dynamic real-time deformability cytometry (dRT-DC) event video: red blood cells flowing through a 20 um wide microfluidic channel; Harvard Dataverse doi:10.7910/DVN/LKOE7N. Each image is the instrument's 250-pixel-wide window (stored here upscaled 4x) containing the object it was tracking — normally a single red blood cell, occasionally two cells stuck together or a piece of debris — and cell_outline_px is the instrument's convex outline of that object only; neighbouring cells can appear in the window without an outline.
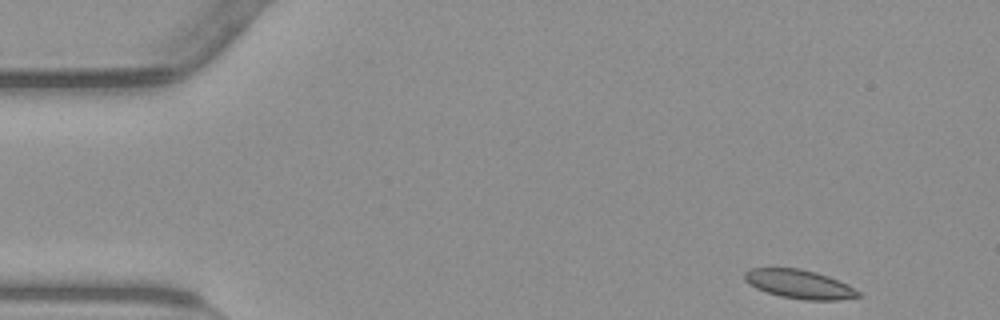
{"species": "common noctule bat (a hibernating species)", "species_latin": "Nyctalus noctula", "temperature_condition": "warm", "stored_images_in_passage": 50, "camera_frame_rate_fps": 3000, "um_per_image_px": 0.085, "animal": {"sex": "male", "body_mass_g": 23.1, "forearm_length_mm": 52.7}, "frame": {"image": 1, "passage_image": 1, "time_ms": 0.0, "image_size_px": [1000, 320], "cell_outline_px": [[860, 296], [840, 300], [804, 300], [780, 296], [756, 288], [744, 280], [744, 272], [752, 268], [800, 268], [816, 272], [828, 276], [848, 284], [860, 292]], "centroid_in_image_um": [67.95, 24.15], "position_along_channel_um": 17.0, "area_um2": 19.07}}
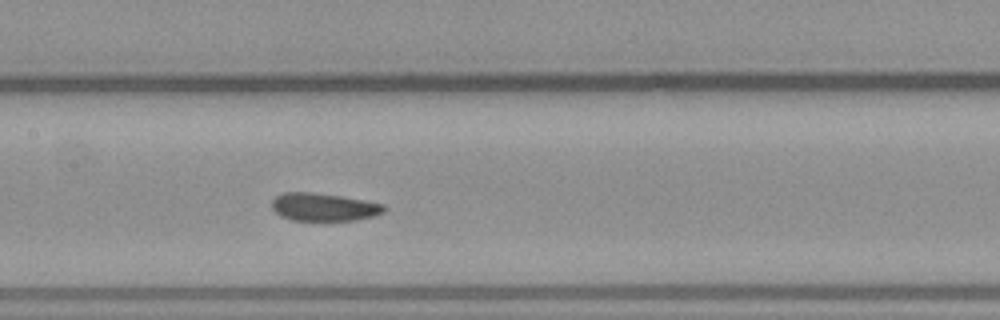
{"frame": {"image": 2, "passage_image": 22, "time_ms": 7.0, "image_size_px": [1000, 320], "cell_outline_px": [[388, 208], [384, 212], [372, 216], [356, 220], [292, 220], [280, 216], [272, 208], [272, 200], [276, 196], [284, 192], [312, 192], [340, 196], [364, 200], [384, 204]], "centroid_in_image_um": [27.52, 17.59], "position_along_channel_um": 179.9, "area_um2": 18.21}}
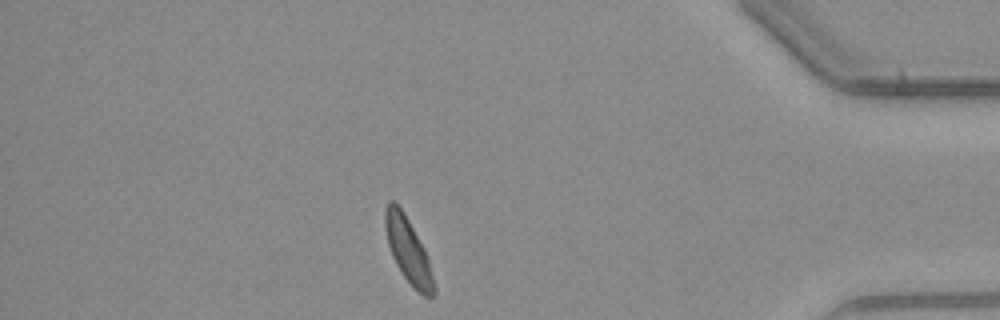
{"frame": {"image": 3, "passage_image": 43, "time_ms": 14.0, "image_size_px": [1000, 320], "cell_outline_px": [[436, 292], [432, 296], [424, 296], [404, 276], [396, 264], [392, 256], [388, 244], [384, 224], [384, 208], [388, 200], [392, 200], [400, 208], [408, 220], [424, 248], [428, 260], [436, 288]], "centroid_in_image_um": [34.67, 21.25], "position_along_channel_um": 400.5, "area_um2": 17.98}, "authors_computed_cell_mechanics": {"area_um2": 19.1896, "velocity_mm_per_s": 3.7857, "shape_relaxation_time_tau1_ms": 9.8282, "shape_relaxation_time_tau2_ms": 1.3983, "deformation_change_tau1": 0.2093, "deformation_change_tau2": 0.0752}}